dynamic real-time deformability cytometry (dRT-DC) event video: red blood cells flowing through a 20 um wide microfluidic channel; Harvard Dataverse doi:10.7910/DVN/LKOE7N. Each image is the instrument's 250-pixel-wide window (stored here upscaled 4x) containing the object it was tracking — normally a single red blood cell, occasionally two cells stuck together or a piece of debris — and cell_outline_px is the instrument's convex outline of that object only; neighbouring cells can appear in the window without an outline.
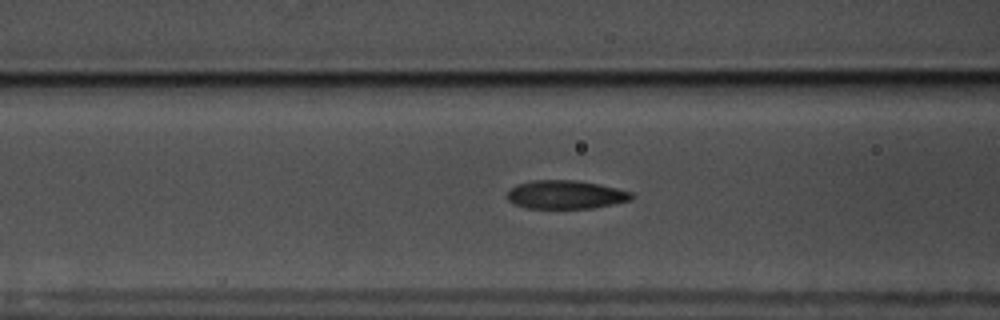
{"species": "common noctule bat (a hibernating species)", "species_latin": "Nyctalus noctula", "temperature_condition": "warm", "stored_images_in_passage": 51, "camera_frame_rate_fps": 3000, "um_per_image_px": 0.085, "animal": {"sex": "male", "body_mass_g": 17.5, "forearm_length_mm": 52.3}, "frame": {"image": 1, "passage_image": 16, "time_ms": 5.0, "image_size_px": [1000, 320], "cell_outline_px": [[636, 196], [632, 200], [616, 204], [596, 208], [528, 208], [516, 204], [508, 200], [504, 196], [508, 188], [516, 184], [532, 180], [576, 180], [600, 184], [632, 192]], "centroid_in_image_um": [48.09, 16.54], "position_along_channel_um": 118.5, "area_um2": 21.1}}
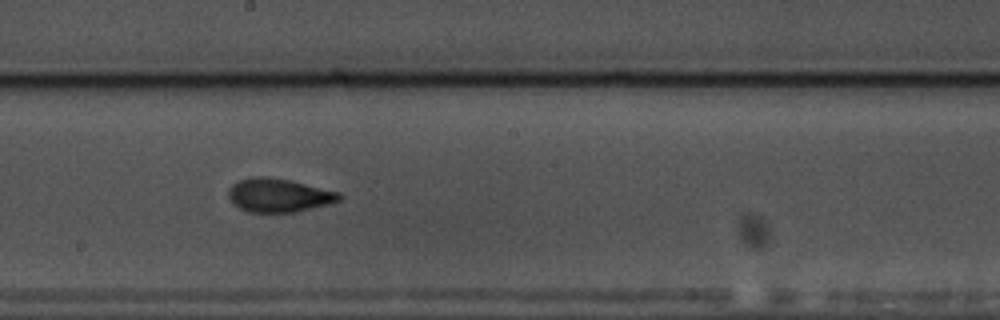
{"frame": {"image": 2, "passage_image": 25, "time_ms": 8.0, "image_size_px": [1000, 320], "cell_outline_px": [[344, 196], [340, 200], [328, 204], [296, 212], [248, 212], [240, 208], [228, 196], [228, 192], [232, 184], [240, 180], [252, 176], [264, 176], [288, 180], [340, 192]], "centroid_in_image_um": [23.72, 16.6], "position_along_channel_um": 224.5, "area_um2": 21.5}}
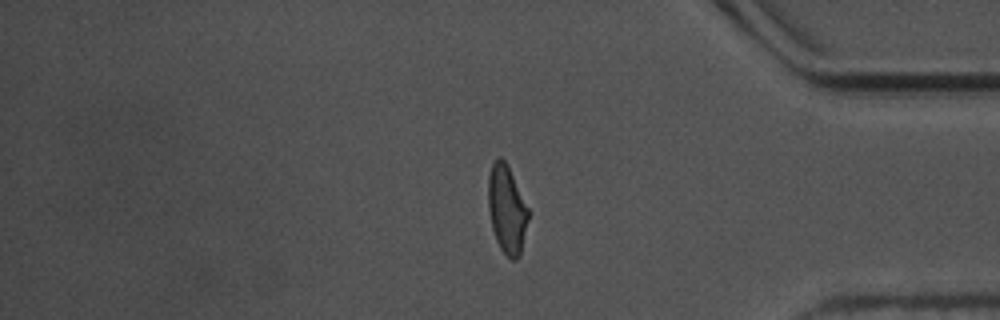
{"frame": {"image": 3, "passage_image": 41, "time_ms": 13.333, "image_size_px": [1000, 320], "cell_outline_px": [[528, 220], [520, 256], [516, 260], [512, 260], [500, 248], [496, 240], [492, 228], [488, 208], [488, 176], [492, 164], [500, 156], [508, 164], [528, 208]], "centroid_in_image_um": [43.07, 17.79], "position_along_channel_um": 392.1, "area_um2": 20.58}, "authors_computed_cell_mechanics": {"area_um2": 20.6924, "velocity_mm_per_s": 3.5412, "shape_relaxation_time_tau1_ms": 3.8572, "shape_relaxation_time_tau2_ms": 1.7464, "deformation_change_tau1": 0.1424, "deformation_change_tau2": 0.0696}}